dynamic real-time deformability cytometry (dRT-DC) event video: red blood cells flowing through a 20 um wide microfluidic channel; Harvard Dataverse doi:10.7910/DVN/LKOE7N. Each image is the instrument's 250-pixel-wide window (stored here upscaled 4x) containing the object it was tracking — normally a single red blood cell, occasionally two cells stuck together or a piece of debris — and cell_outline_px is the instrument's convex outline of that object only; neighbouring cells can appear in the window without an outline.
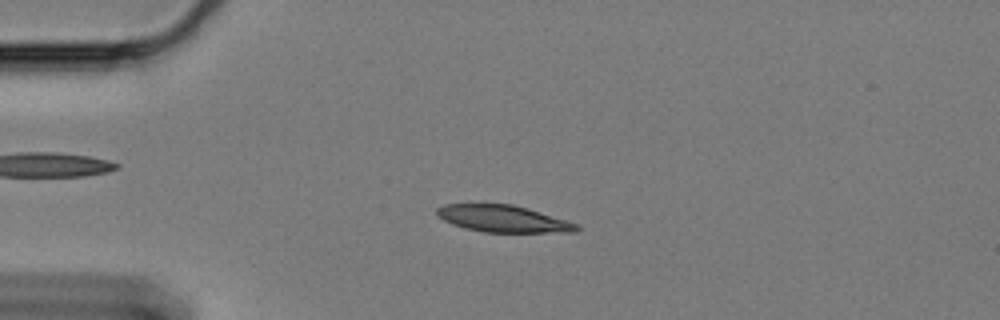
{"species": "Egyptian fruit bat (a non-hibernating species)", "species_latin": "Rousettus aegyptiacus", "temperature_condition": "cold", "stored_images_in_passage": 60, "camera_frame_rate_fps": 3000, "um_per_image_px": 0.085, "animal": {"sex": "female"}, "frame": {"image": 1, "passage_image": 14, "time_ms": 4.333, "image_size_px": [1000, 320], "cell_outline_px": [[580, 228], [576, 232], [484, 232], [464, 228], [452, 224], [436, 216], [436, 208], [444, 204], [512, 204], [528, 208], [580, 224]], "centroid_in_image_um": [42.77, 18.59], "position_along_channel_um": 42.2, "area_um2": 22.02}}
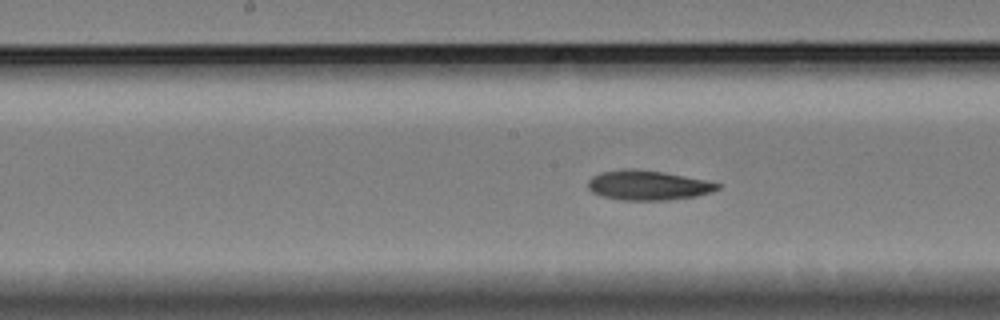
{"frame": {"image": 2, "passage_image": 30, "time_ms": 9.667, "image_size_px": [1000, 320], "cell_outline_px": [[720, 188], [712, 192], [696, 196], [668, 200], [620, 200], [604, 196], [592, 192], [588, 188], [588, 180], [592, 176], [600, 172], [624, 168], [628, 168], [664, 172], [704, 180], [720, 184]], "centroid_in_image_um": [55.05, 15.74], "position_along_channel_um": 193.1, "area_um2": 22.37}}
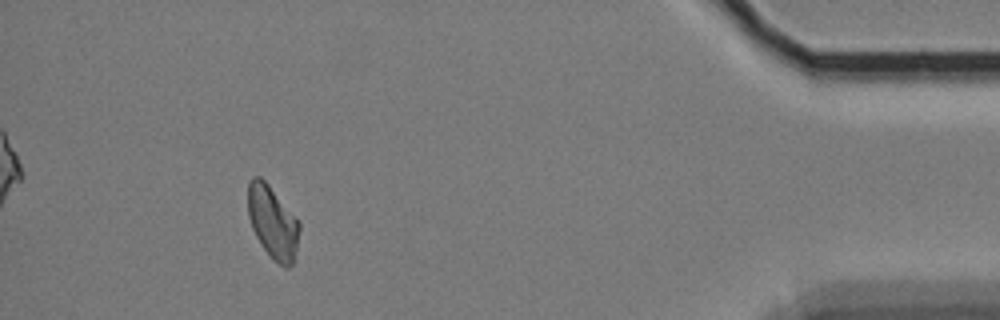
{"frame": {"image": 3, "passage_image": 55, "time_ms": 18.0, "image_size_px": [1000, 320], "cell_outline_px": [[300, 228], [296, 248], [292, 264], [288, 268], [284, 268], [260, 244], [252, 228], [248, 216], [248, 184], [252, 176], [260, 176], [268, 184], [300, 220]], "centroid_in_image_um": [23.18, 18.85], "position_along_channel_um": 412.0, "area_um2": 21.68}, "authors_computed_cell_mechanics": {"area_um2": 22.1374, "velocity_mm_per_s": 3.2868, "shape_relaxation_time_tau1_ms": 6.759, "shape_relaxation_time_tau2_ms": 8.5266, "deformation_change_tau1": 0.132, "deformation_change_tau2": 0.132}}